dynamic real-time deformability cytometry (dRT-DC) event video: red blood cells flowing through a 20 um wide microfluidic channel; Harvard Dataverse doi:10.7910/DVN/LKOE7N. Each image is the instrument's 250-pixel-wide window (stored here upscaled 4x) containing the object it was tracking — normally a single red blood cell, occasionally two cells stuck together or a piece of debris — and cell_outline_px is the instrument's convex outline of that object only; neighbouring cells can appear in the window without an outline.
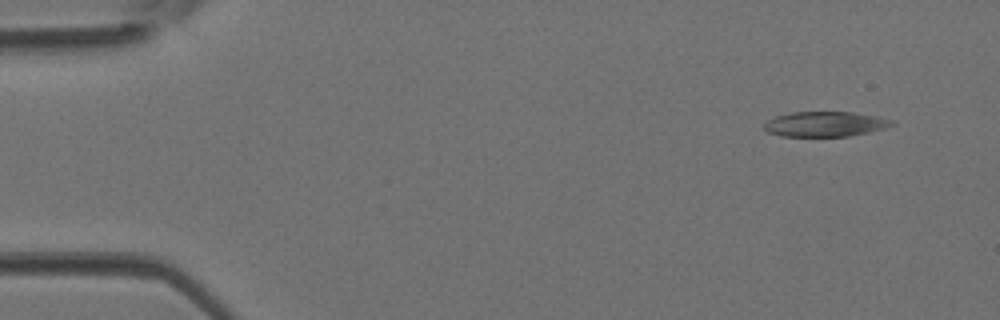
{"species": "Egyptian fruit bat (a non-hibernating species)", "species_latin": "Rousettus aegyptiacus", "temperature_condition": "room temperature", "stored_images_in_passage": 41, "camera_frame_rate_fps": 3000, "um_per_image_px": 0.085, "animal": {"sex": "female"}, "frame": {"image": 1, "passage_image": 1, "time_ms": 0.0, "image_size_px": [1000, 320], "cell_outline_px": [[896, 124], [884, 128], [868, 132], [848, 136], [780, 136], [768, 132], [764, 128], [764, 124], [768, 120], [776, 116], [792, 112], [852, 112], [876, 116], [892, 120]], "centroid_in_image_um": [70.12, 10.54], "position_along_channel_um": 14.9, "area_um2": 18.5}}
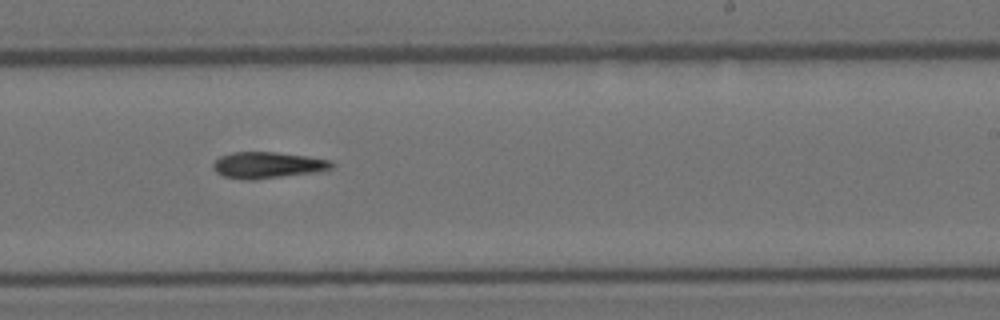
{"frame": {"image": 2, "passage_image": 24, "time_ms": 7.667, "image_size_px": [1000, 320], "cell_outline_px": [[336, 164], [332, 168], [320, 172], [252, 180], [248, 180], [224, 176], [216, 172], [212, 168], [212, 164], [220, 156], [232, 152], [276, 152], [332, 160]], "centroid_in_image_um": [22.78, 14.04], "position_along_channel_um": 266.2, "area_um2": 18.32}}
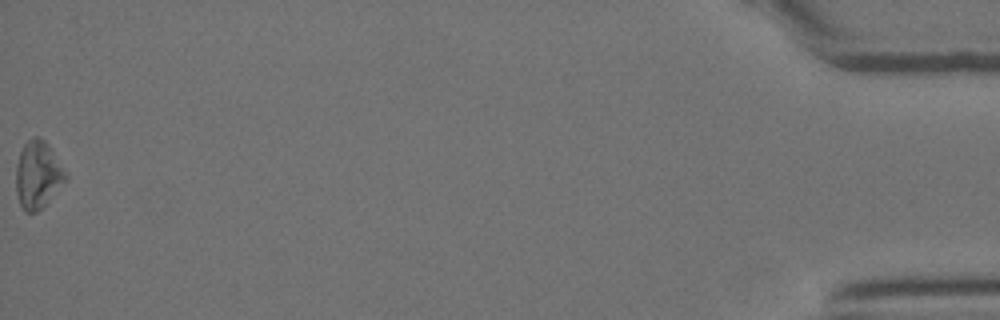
{"frame": {"image": 3, "passage_image": 41, "time_ms": 13.333, "image_size_px": [1000, 320], "cell_outline_px": [[68, 180], [36, 212], [24, 212], [20, 204], [16, 192], [16, 164], [20, 152], [24, 144], [32, 136], [40, 136], [48, 144], [68, 172]], "centroid_in_image_um": [3.24, 14.82], "position_along_channel_um": 432.0, "area_um2": 19.71}}